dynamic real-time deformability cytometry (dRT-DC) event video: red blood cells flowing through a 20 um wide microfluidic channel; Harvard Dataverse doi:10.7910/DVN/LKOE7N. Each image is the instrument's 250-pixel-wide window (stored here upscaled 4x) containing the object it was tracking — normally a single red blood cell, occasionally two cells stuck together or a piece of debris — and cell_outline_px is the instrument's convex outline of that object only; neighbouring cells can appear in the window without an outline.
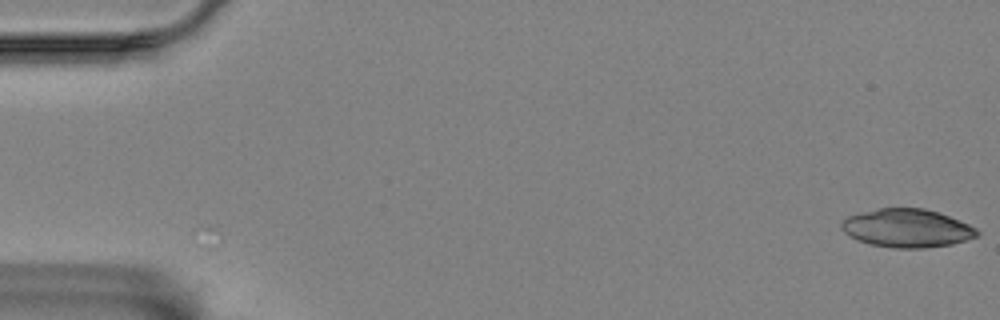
{"species": "Egyptian fruit bat (a non-hibernating species)", "species_latin": "Rousettus aegyptiacus", "temperature_condition": "room temperature", "stored_images_in_passage": 2, "camera_frame_rate_fps": 3000, "um_per_image_px": 0.085, "animal": {"sex": "female"}, "frame": {"image": 1, "passage_image": 1, "time_ms": 0.0, "image_size_px": [1000, 320], "cell_outline_px": [[980, 232], [976, 236], [952, 244], [924, 248], [892, 248], [872, 244], [856, 240], [844, 232], [840, 228], [840, 224], [848, 216], [880, 208], [924, 208], [948, 216], [968, 224], [976, 228]], "centroid_in_image_um": [77.07, 19.4], "position_along_channel_um": 7.9, "area_um2": 30.0}}